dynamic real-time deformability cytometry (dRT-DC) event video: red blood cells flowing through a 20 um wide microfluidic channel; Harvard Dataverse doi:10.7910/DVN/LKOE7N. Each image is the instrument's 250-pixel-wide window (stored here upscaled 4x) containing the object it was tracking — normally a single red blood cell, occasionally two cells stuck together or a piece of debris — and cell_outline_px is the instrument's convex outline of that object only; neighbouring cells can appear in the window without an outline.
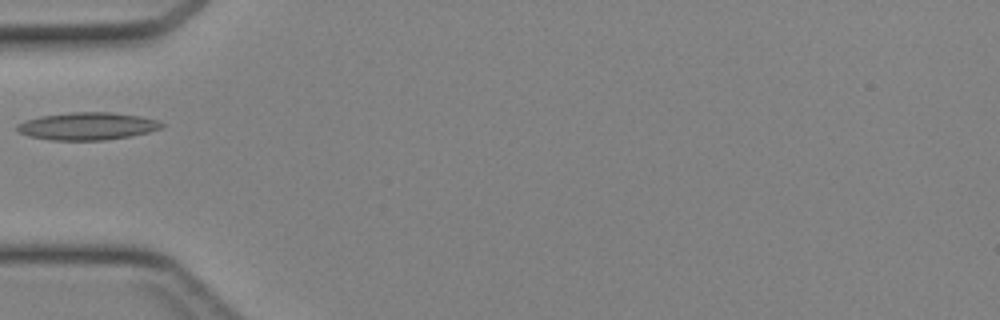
{"species": "Egyptian fruit bat (a non-hibernating species)", "species_latin": "Rousettus aegyptiacus", "temperature_condition": "cold", "stored_images_in_passage": 30, "camera_frame_rate_fps": 3000, "um_per_image_px": 0.085, "animal": {"sex": "female"}, "frame": {"image": 1, "passage_image": 1, "time_ms": 0.0, "image_size_px": [1000, 320], "cell_outline_px": [[164, 128], [148, 132], [128, 136], [104, 140], [52, 140], [28, 136], [20, 132], [16, 128], [16, 124], [24, 120], [40, 116], [72, 112], [108, 112], [140, 116], [156, 120], [164, 124]], "centroid_in_image_um": [7.4, 10.72], "position_along_channel_um": 77.6, "area_um2": 23.12}}
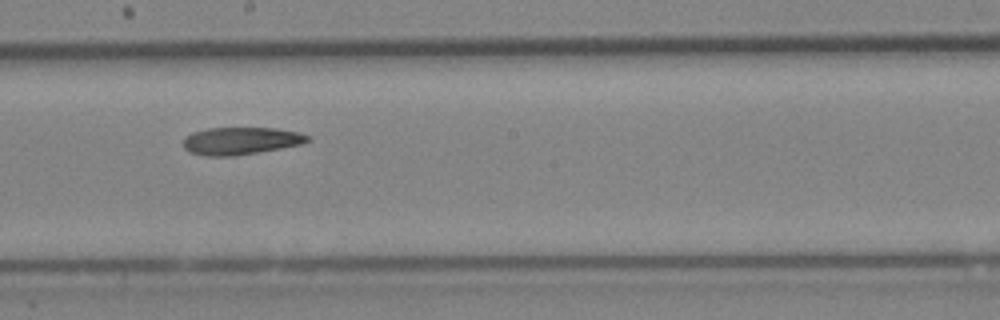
{"frame": {"image": 2, "passage_image": 11, "time_ms": 3.333, "image_size_px": [1000, 320], "cell_outline_px": [[312, 140], [304, 144], [236, 156], [204, 156], [188, 152], [184, 148], [184, 136], [192, 132], [208, 128], [276, 128], [300, 132], [312, 136]], "centroid_in_image_um": [20.51, 11.97], "position_along_channel_um": 227.7, "area_um2": 20.29}}
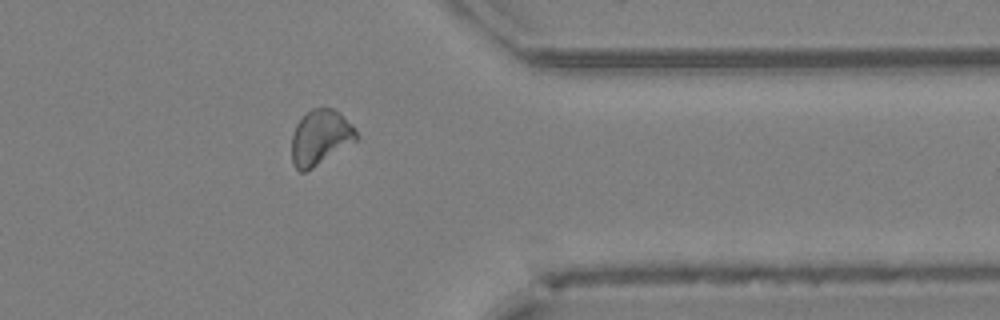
{"frame": {"image": 3, "passage_image": 22, "time_ms": 7.0, "image_size_px": [1000, 320], "cell_outline_px": [[360, 136], [356, 140], [312, 168], [304, 172], [300, 172], [296, 168], [292, 160], [292, 132], [296, 124], [312, 108], [332, 108], [340, 112], [356, 128]], "centroid_in_image_um": [27.24, 11.66], "position_along_channel_um": 384.2, "area_um2": 20.63}}